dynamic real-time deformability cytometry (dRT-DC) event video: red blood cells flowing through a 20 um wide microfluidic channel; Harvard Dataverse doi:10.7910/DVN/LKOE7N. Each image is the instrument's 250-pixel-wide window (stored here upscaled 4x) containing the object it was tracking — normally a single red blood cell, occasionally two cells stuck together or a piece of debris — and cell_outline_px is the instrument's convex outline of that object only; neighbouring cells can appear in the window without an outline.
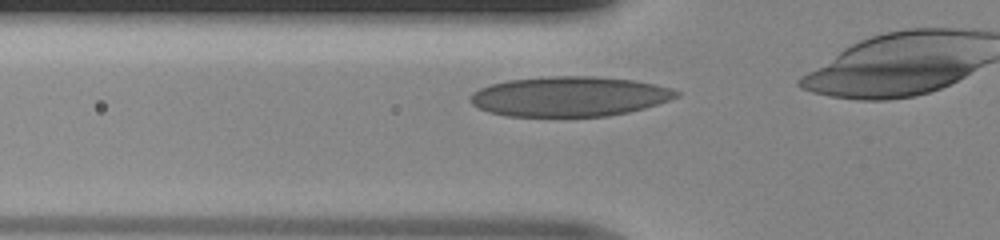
{"species": "human", "species_latin": "Homo sapiens", "temperature_condition": "room temperature", "stored_images_in_passage": 26, "camera_frame_rate_fps": 3000, "um_per_image_px": 0.085, "donor": {"sex": "male"}, "frame": {"image": 1, "passage_image": 3, "time_ms": 0.667, "image_size_px": [1000, 240], "cell_outline_px": [[680, 96], [644, 108], [628, 112], [608, 116], [504, 116], [488, 112], [472, 104], [468, 100], [468, 96], [472, 92], [480, 88], [492, 84], [508, 80], [548, 76], [596, 76], [632, 80], [656, 84], [672, 88], [680, 92]], "centroid_in_image_um": [48.38, 8.19], "position_along_channel_um": 77.4, "area_um2": 48.09}}
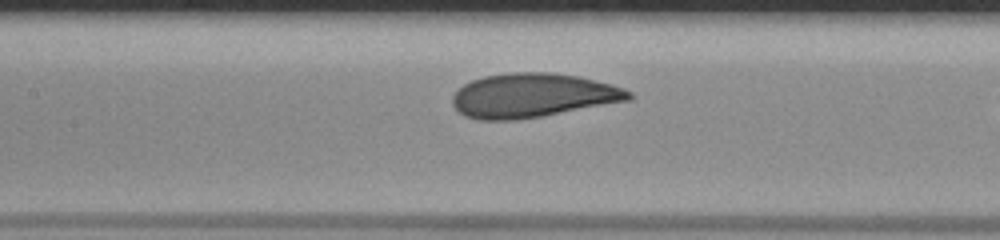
{"frame": {"image": 2, "passage_image": 9, "time_ms": 2.667, "image_size_px": [1000, 240], "cell_outline_px": [[632, 100], [540, 116], [516, 120], [480, 120], [464, 116], [452, 104], [452, 96], [464, 84], [472, 80], [484, 76], [512, 72], [552, 72], [576, 76], [624, 88], [632, 92]], "centroid_in_image_um": [45.27, 8.11], "position_along_channel_um": 162.1, "area_um2": 45.08}}
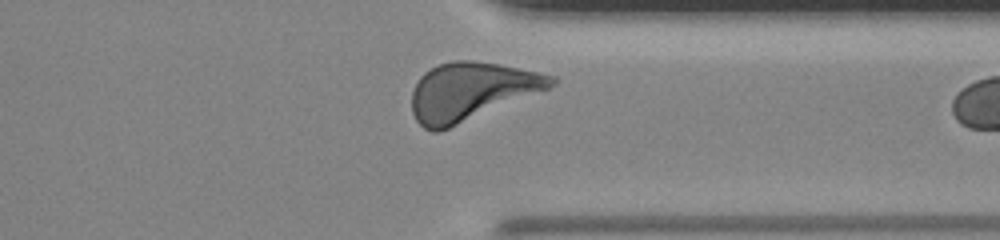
{"frame": {"image": 3, "passage_image": 24, "time_ms": 7.667, "image_size_px": [1000, 240], "cell_outline_px": [[560, 80], [556, 84], [548, 88], [440, 132], [432, 132], [424, 128], [416, 120], [412, 112], [412, 92], [420, 76], [424, 72], [440, 64], [452, 60], [472, 60], [500, 64], [540, 72], [556, 76]], "centroid_in_image_um": [40.04, 7.76], "position_along_channel_um": 371.4, "area_um2": 46.93}}